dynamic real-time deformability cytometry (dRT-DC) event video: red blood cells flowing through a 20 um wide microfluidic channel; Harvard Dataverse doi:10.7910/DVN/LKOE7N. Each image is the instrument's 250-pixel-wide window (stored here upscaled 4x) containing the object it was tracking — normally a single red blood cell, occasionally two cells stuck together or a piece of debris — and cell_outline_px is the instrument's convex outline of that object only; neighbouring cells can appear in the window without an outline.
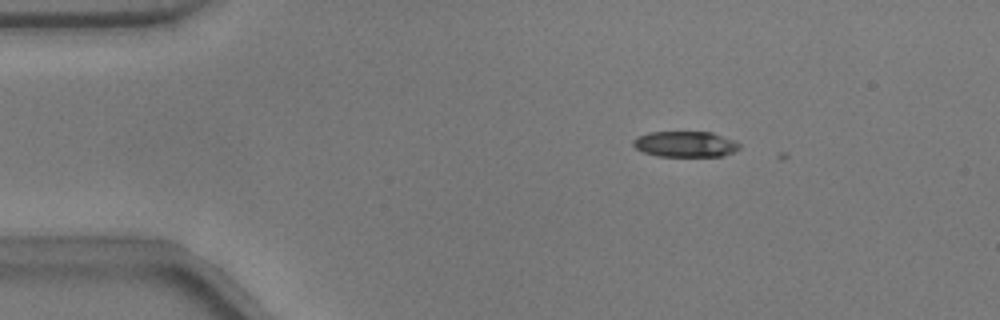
{"species": "common noctule bat (a hibernating species)", "species_latin": "Nyctalus noctula", "temperature_condition": "warm", "stored_images_in_passage": 3, "camera_frame_rate_fps": 3000, "um_per_image_px": 0.085, "animal": {"sex": "male", "body_mass_g": 17.9}, "frame": {"image": 1, "passage_image": 1, "time_ms": 0.0, "image_size_px": [1000, 320], "cell_outline_px": [[740, 148], [732, 152], [720, 156], [660, 156], [644, 152], [636, 148], [632, 144], [632, 140], [636, 136], [648, 132], [712, 132], [732, 140], [740, 144]], "centroid_in_image_um": [58.2, 12.24], "position_along_channel_um": 26.8, "area_um2": 15.84}}